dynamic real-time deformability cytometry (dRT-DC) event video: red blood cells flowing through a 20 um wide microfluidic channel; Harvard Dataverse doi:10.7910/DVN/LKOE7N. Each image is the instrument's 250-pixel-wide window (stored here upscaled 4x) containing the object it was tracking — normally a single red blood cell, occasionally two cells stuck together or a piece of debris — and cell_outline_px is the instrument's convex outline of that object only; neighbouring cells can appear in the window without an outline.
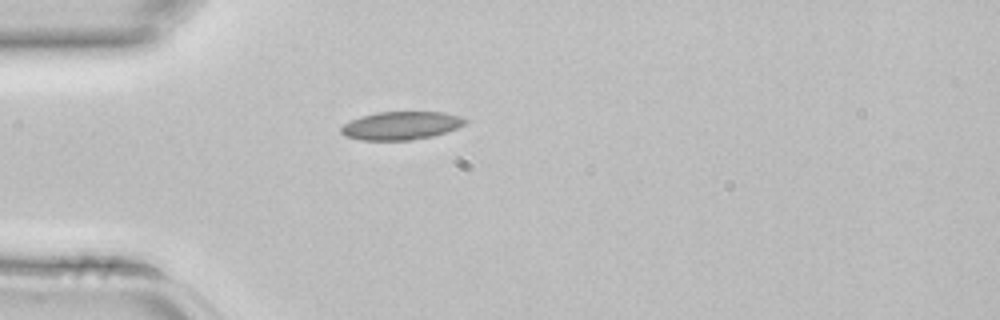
{"species": "common noctule bat (a hibernating species)", "species_latin": "Nyctalus noctula", "temperature_condition": "room temperature", "stored_images_in_passage": 4, "camera_frame_rate_fps": 3000, "um_per_image_px": 0.085, "animal": {"sex": "female", "body_mass_g": 22.7, "forearm_length_mm": 54.2}, "frame": {"image": 1, "passage_image": 4, "time_ms": 1.0, "image_size_px": [1000, 320], "cell_outline_px": [[468, 120], [464, 124], [456, 128], [432, 136], [412, 140], [360, 140], [344, 136], [340, 132], [340, 128], [344, 124], [360, 116], [376, 112], [444, 112], [460, 116]], "centroid_in_image_um": [34.06, 10.67], "position_along_channel_um": 50.9, "area_um2": 20.35}}